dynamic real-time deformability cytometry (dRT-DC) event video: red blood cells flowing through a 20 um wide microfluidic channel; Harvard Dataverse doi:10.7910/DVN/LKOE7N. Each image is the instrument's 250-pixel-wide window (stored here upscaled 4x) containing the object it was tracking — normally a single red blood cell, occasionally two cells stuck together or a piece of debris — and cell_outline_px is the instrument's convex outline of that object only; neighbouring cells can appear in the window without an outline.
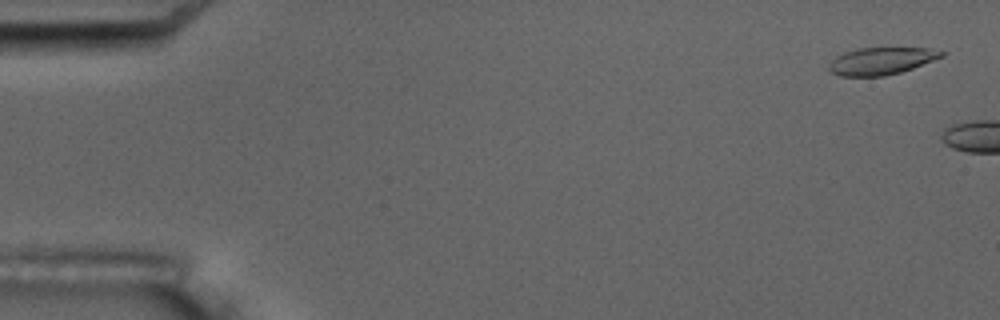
{"species": "common noctule bat (a hibernating species)", "species_latin": "Nyctalus noctula", "temperature_condition": "room temperature", "stored_images_in_passage": 2, "camera_frame_rate_fps": 3000, "um_per_image_px": 0.085, "animal": {"sex": "male", "body_mass_g": 17.5, "forearm_length_mm": 52.3}, "frame": {"image": 1, "passage_image": 1, "time_ms": 0.0, "image_size_px": [1000, 320], "cell_outline_px": [[944, 56], [912, 68], [900, 72], [884, 76], [840, 76], [828, 72], [828, 64], [836, 56], [844, 52], [856, 48], [928, 48], [944, 52]], "centroid_in_image_um": [74.84, 5.19], "position_along_channel_um": 10.2, "area_um2": 17.86}}